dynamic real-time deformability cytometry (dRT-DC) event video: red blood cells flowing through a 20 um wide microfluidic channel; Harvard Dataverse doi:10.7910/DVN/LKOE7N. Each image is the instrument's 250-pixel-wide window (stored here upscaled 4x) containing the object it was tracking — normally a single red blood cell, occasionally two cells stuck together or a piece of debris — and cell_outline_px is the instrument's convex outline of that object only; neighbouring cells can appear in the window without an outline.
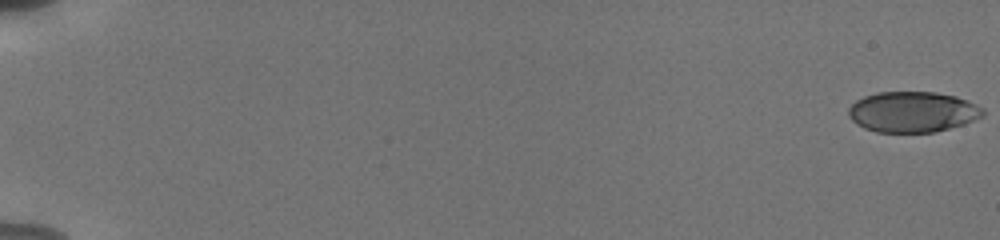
{"species": "human", "species_latin": "Homo sapiens", "temperature_condition": "cold", "stored_images_in_passage": 56, "camera_frame_rate_fps": 3000, "um_per_image_px": 0.085, "donor": {"sex": "male"}, "frame": {"image": 1, "passage_image": 1, "time_ms": 0.0, "image_size_px": [1000, 240], "cell_outline_px": [[984, 116], [964, 124], [936, 132], [876, 132], [864, 128], [856, 124], [848, 116], [848, 108], [856, 100], [864, 96], [876, 92], [936, 92], [956, 96], [968, 100], [984, 108]], "centroid_in_image_um": [77.58, 9.51], "position_along_channel_um": 7.4, "area_um2": 32.14}}
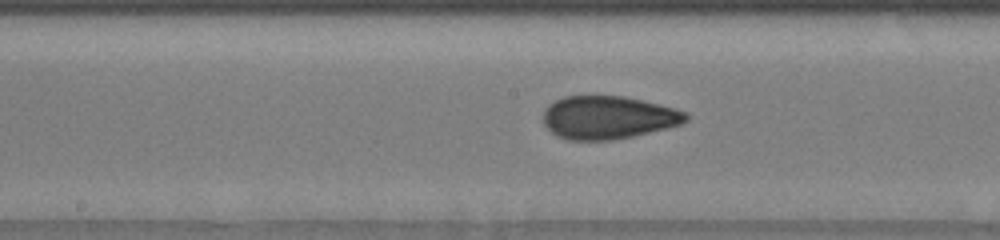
{"frame": {"image": 2, "passage_image": 32, "time_ms": 10.333, "image_size_px": [1000, 240], "cell_outline_px": [[688, 120], [680, 124], [668, 128], [632, 136], [612, 140], [568, 140], [556, 136], [544, 124], [544, 108], [548, 104], [564, 96], [624, 96], [660, 104], [676, 108], [688, 112]], "centroid_in_image_um": [51.7, 9.98], "position_along_channel_um": 196.5, "area_um2": 35.95}}
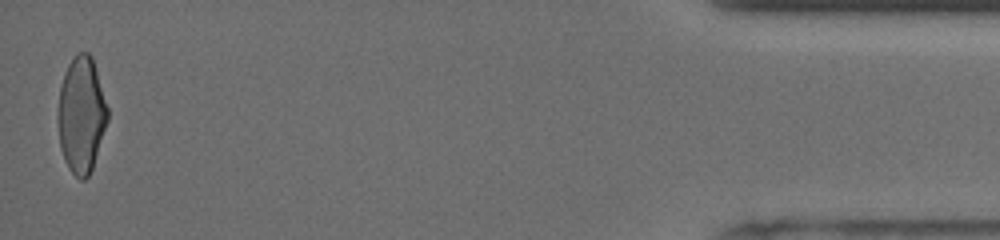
{"frame": {"image": 3, "passage_image": 56, "time_ms": 18.333, "image_size_px": [1000, 240], "cell_outline_px": [[108, 120], [92, 168], [88, 176], [84, 180], [80, 180], [68, 168], [64, 160], [60, 148], [56, 116], [60, 88], [64, 72], [68, 64], [76, 52], [88, 52], [92, 56], [108, 108]], "centroid_in_image_um": [6.89, 9.75], "position_along_channel_um": 428.3, "area_um2": 33.93}, "authors_computed_cell_mechanics": {"area_um2": 34.1309, "velocity_mm_per_s": 3.8185, "shape_relaxation_time_tau1_ms": 6.0645, "shape_relaxation_time_tau2_ms": 1.153, "deformation_change_tau1": 0.1572, "deformation_change_tau2": 0.0579}}